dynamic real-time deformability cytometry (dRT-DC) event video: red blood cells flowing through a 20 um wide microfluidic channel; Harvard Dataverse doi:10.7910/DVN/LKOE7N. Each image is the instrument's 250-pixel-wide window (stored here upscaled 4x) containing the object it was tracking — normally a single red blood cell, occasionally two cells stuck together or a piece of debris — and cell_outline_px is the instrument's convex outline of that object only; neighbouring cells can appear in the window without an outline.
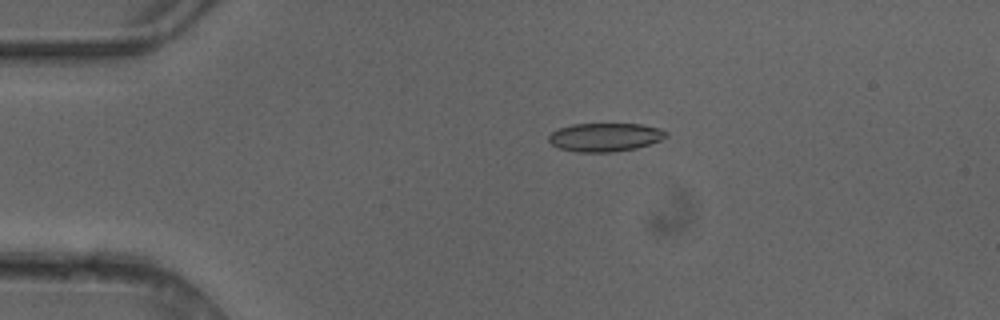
{"species": "common noctule bat (a hibernating species)", "species_latin": "Nyctalus noctula", "temperature_condition": "cold", "stored_images_in_passage": 5, "camera_frame_rate_fps": 3000, "um_per_image_px": 0.085, "animal": {"sex": "female"}, "frame": {"image": 1, "passage_image": 4, "time_ms": 1.0, "image_size_px": [1000, 320], "cell_outline_px": [[668, 136], [660, 140], [636, 148], [612, 152], [576, 152], [560, 148], [552, 144], [548, 140], [548, 136], [556, 128], [572, 124], [640, 124], [660, 128], [668, 132]], "centroid_in_image_um": [51.41, 11.65], "position_along_channel_um": 33.6, "area_um2": 19.54}}